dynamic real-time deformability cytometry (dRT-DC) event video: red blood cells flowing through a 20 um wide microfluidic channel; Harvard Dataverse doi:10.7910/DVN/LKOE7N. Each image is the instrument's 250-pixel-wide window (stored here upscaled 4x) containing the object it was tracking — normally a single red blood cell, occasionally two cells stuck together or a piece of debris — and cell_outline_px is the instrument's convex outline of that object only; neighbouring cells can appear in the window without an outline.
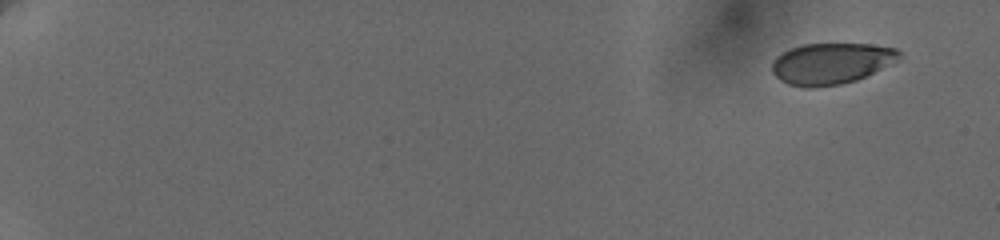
{"species": "human", "species_latin": "Homo sapiens", "temperature_condition": "cold", "stored_images_in_passage": 8, "camera_frame_rate_fps": 3000, "um_per_image_px": 0.085, "donor": {"sex": "female"}, "frame": {"image": 1, "passage_image": 1, "time_ms": 0.0, "image_size_px": [1000, 240], "cell_outline_px": [[900, 60], [856, 80], [840, 84], [812, 88], [804, 88], [788, 84], [780, 80], [772, 72], [772, 60], [776, 56], [792, 48], [804, 44], [868, 44], [896, 48], [900, 52]], "centroid_in_image_um": [70.64, 5.4], "position_along_channel_um": 14.4, "area_um2": 30.52}}